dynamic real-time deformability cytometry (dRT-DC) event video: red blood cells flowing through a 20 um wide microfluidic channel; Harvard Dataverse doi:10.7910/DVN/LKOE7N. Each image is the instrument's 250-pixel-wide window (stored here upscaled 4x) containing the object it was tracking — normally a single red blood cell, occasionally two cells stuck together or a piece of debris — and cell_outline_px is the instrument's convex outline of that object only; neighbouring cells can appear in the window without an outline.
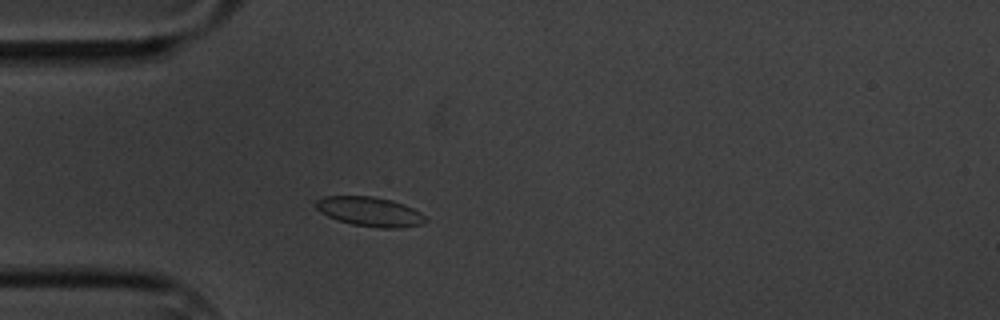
{"species": "common noctule bat (a hibernating species)", "species_latin": "Nyctalus noctula", "temperature_condition": "cold", "stored_images_in_passage": 3, "camera_frame_rate_fps": 3000, "um_per_image_px": 0.085, "animal": {"sex": "male", "body_mass_g": 20.1, "forearm_length_mm": 53.5}, "frame": {"image": 1, "passage_image": 3, "time_ms": 2.333, "image_size_px": [1000, 320], "cell_outline_px": [[428, 220], [420, 224], [396, 228], [380, 228], [352, 224], [328, 216], [320, 212], [316, 208], [316, 200], [324, 196], [372, 196], [392, 200], [404, 204], [420, 212]], "centroid_in_image_um": [31.43, 17.98], "position_along_channel_um": 53.6, "area_um2": 18.61}}